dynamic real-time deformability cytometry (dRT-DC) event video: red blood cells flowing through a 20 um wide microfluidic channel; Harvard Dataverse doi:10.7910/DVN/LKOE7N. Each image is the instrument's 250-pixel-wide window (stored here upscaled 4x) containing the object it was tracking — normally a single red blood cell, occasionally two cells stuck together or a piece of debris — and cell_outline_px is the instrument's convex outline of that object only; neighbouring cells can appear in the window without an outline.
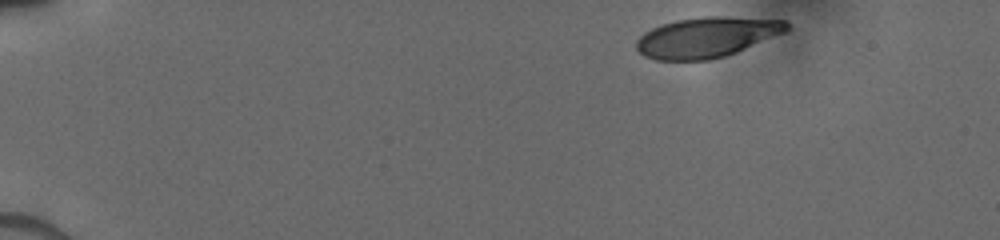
{"species": "human", "species_latin": "Homo sapiens", "temperature_condition": "cold", "stored_images_in_passage": 23, "camera_frame_rate_fps": 3000, "um_per_image_px": 0.085, "donor": {"sex": "male"}, "frame": {"image": 1, "passage_image": 1, "time_ms": 0.0, "image_size_px": [1000, 240], "cell_outline_px": [[792, 28], [788, 32], [736, 52], [724, 56], [708, 60], [656, 60], [644, 56], [636, 48], [636, 40], [644, 32], [652, 28], [676, 20], [704, 16], [724, 16], [788, 20]], "centroid_in_image_um": [60.14, 3.15], "position_along_channel_um": 24.9, "area_um2": 35.66}}
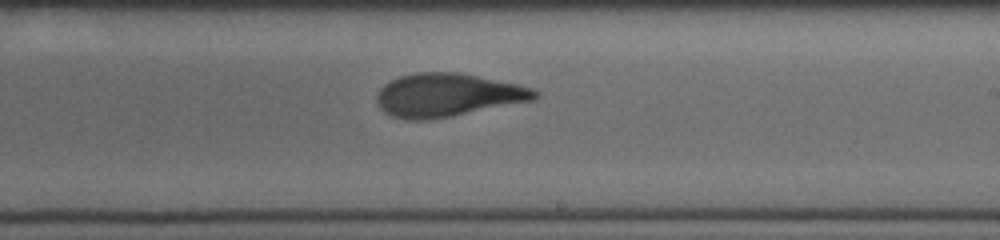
{"frame": {"image": 2, "passage_image": 14, "time_ms": 8.333, "image_size_px": [1000, 240], "cell_outline_px": [[540, 96], [536, 100], [428, 120], [408, 120], [392, 116], [384, 112], [376, 104], [376, 92], [384, 84], [400, 76], [416, 72], [460, 72], [516, 84], [532, 88], [540, 92]], "centroid_in_image_um": [38.03, 8.08], "position_along_channel_um": 251.0, "area_um2": 40.0}}
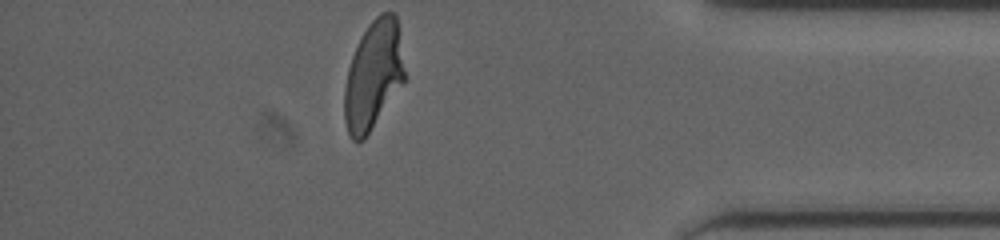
{"frame": {"image": 3, "passage_image": 23, "time_ms": 12.667, "image_size_px": [1000, 240], "cell_outline_px": [[404, 80], [364, 140], [352, 140], [348, 132], [344, 120], [344, 88], [348, 68], [352, 56], [368, 24], [380, 12], [396, 12], [404, 72]], "centroid_in_image_um": [31.7, 6.39], "position_along_channel_um": 403.5, "area_um2": 37.45}}